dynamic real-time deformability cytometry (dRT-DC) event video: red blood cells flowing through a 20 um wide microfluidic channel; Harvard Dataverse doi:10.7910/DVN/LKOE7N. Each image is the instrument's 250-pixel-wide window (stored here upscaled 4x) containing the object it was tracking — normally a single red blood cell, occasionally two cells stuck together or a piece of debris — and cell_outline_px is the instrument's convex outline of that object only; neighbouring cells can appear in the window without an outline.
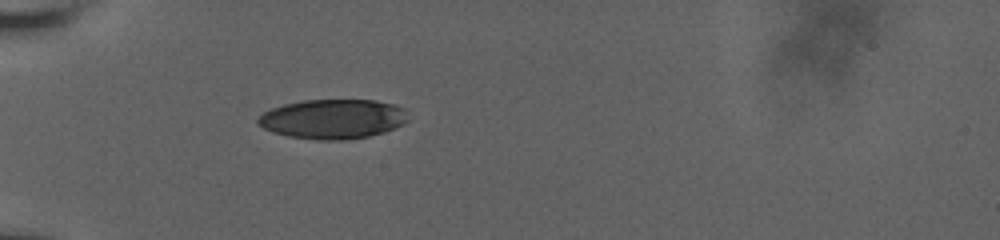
{"species": "human", "species_latin": "Homo sapiens", "temperature_condition": "room temperature", "stored_images_in_passage": 5, "camera_frame_rate_fps": 3000, "um_per_image_px": 0.085, "donor": {"sex": "male"}, "frame": {"image": 1, "passage_image": 1, "time_ms": 0.0, "image_size_px": [1000, 240], "cell_outline_px": [[408, 120], [404, 124], [384, 132], [368, 136], [344, 140], [320, 140], [288, 136], [272, 132], [256, 124], [256, 120], [264, 112], [272, 108], [284, 104], [304, 100], [376, 100], [392, 104], [404, 108]], "centroid_in_image_um": [28.28, 10.11], "position_along_channel_um": 56.7, "area_um2": 34.62}}